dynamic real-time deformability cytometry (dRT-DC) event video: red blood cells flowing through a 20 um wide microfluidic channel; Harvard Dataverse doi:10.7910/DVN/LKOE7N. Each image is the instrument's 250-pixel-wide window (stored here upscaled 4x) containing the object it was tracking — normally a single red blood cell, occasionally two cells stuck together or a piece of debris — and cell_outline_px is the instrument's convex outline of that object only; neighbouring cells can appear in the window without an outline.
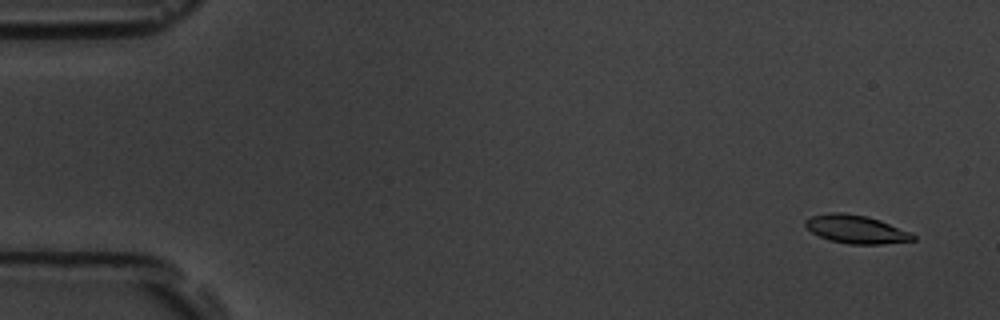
{"species": "common noctule bat (a hibernating species)", "species_latin": "Nyctalus noctula", "temperature_condition": "room temperature", "stored_images_in_passage": 14, "camera_frame_rate_fps": 3000, "um_per_image_px": 0.085, "animal": {"sex": "male", "body_mass_g": 19.5, "forearm_length_mm": 54.6}, "frame": {"image": 1, "passage_image": 4, "time_ms": 1.0, "image_size_px": [1000, 320], "cell_outline_px": [[916, 240], [880, 244], [848, 244], [828, 240], [812, 232], [804, 224], [804, 220], [812, 216], [828, 212], [844, 212], [868, 216], [880, 220], [912, 232], [916, 236]], "centroid_in_image_um": [72.78, 19.48], "position_along_channel_um": 12.2, "area_um2": 17.92}}